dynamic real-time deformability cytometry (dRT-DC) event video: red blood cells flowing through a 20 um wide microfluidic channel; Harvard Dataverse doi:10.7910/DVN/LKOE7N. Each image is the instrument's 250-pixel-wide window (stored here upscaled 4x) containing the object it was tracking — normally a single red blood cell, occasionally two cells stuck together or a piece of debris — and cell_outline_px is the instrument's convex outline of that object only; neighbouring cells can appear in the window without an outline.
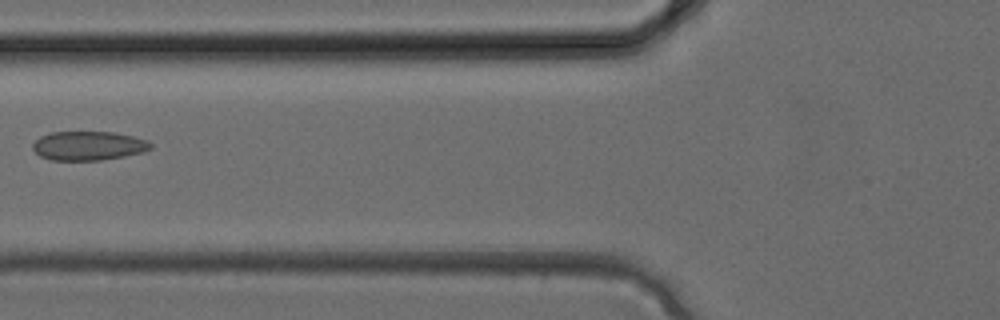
{"species": "common noctule bat (a hibernating species)", "species_latin": "Nyctalus noctula", "temperature_condition": "cold", "stored_images_in_passage": 4, "camera_frame_rate_fps": 3000, "um_per_image_px": 0.085, "animal": {"sex": "female", "body_mass_g": 24.6, "forearm_length_mm": 56.2}, "frame": {"image": 1, "passage_image": 4, "time_ms": 1.0, "image_size_px": [1000, 320], "cell_outline_px": [[152, 148], [144, 152], [124, 156], [100, 160], [52, 160], [40, 156], [32, 148], [32, 144], [40, 136], [52, 132], [116, 132], [148, 140], [152, 144]], "centroid_in_image_um": [7.53, 12.38], "position_along_channel_um": 118.3, "area_um2": 20.0}}